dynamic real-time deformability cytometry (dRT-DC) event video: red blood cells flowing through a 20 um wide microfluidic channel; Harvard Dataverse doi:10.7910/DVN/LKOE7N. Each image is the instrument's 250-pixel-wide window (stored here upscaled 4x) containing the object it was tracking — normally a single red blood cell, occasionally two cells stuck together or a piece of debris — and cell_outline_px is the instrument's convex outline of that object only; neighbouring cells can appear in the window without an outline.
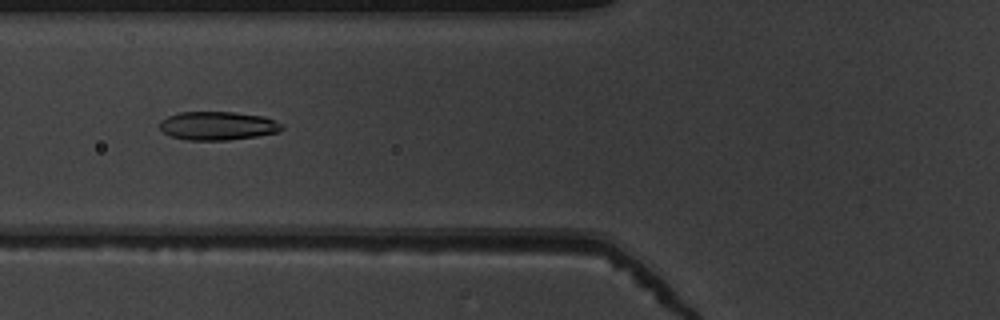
{"species": "common noctule bat (a hibernating species)", "species_latin": "Nyctalus noctula", "temperature_condition": "warm", "stored_images_in_passage": 35, "camera_frame_rate_fps": 3000, "um_per_image_px": 0.085, "animal": {"sex": "male", "body_mass_g": 19.5, "forearm_length_mm": 54.6}, "frame": {"image": 1, "passage_image": 4, "time_ms": 1.0, "image_size_px": [1000, 320], "cell_outline_px": [[284, 128], [280, 132], [256, 136], [228, 140], [188, 140], [172, 136], [164, 132], [160, 128], [160, 120], [168, 116], [180, 112], [236, 112], [264, 116], [284, 124]], "centroid_in_image_um": [18.55, 10.68], "position_along_channel_um": 107.2, "area_um2": 20.4}}
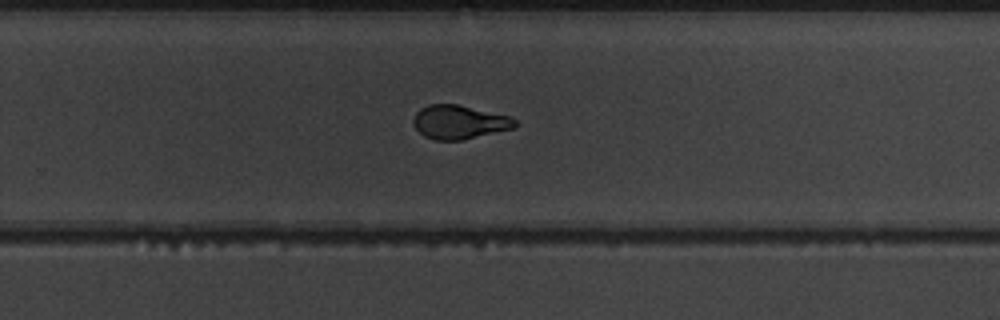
{"frame": {"image": 2, "passage_image": 18, "time_ms": 5.667, "image_size_px": [1000, 320], "cell_outline_px": [[516, 124], [512, 128], [460, 140], [436, 140], [424, 136], [416, 128], [412, 120], [416, 112], [420, 108], [428, 104], [456, 104], [508, 116], [516, 120]], "centroid_in_image_um": [38.97, 10.37], "position_along_channel_um": 290.8, "area_um2": 19.59}}
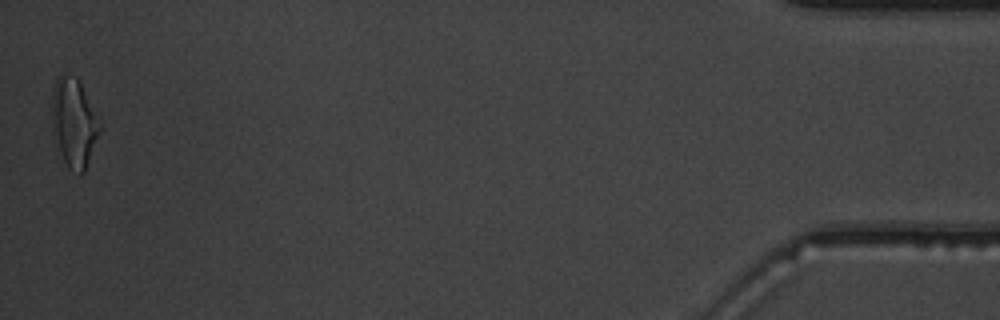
{"frame": {"image": 3, "passage_image": 35, "time_ms": 11.333, "image_size_px": [1000, 320], "cell_outline_px": [[100, 132], [84, 172], [80, 172], [68, 168], [64, 160], [52, 128], [52, 92], [56, 80], [60, 72], [76, 76], [100, 124]], "centroid_in_image_um": [6.26, 10.39], "position_along_channel_um": 428.9, "area_um2": 23.93}, "authors_computed_cell_mechanics": {"area_um2": 20.6346, "velocity_mm_per_s": 3.9354, "shape_relaxation_time_tau1_ms": 3.2941, "shape_relaxation_time_tau2_ms": 1.5947, "deformation_change_tau1": 0.1334, "deformation_change_tau2": 0.0806}}